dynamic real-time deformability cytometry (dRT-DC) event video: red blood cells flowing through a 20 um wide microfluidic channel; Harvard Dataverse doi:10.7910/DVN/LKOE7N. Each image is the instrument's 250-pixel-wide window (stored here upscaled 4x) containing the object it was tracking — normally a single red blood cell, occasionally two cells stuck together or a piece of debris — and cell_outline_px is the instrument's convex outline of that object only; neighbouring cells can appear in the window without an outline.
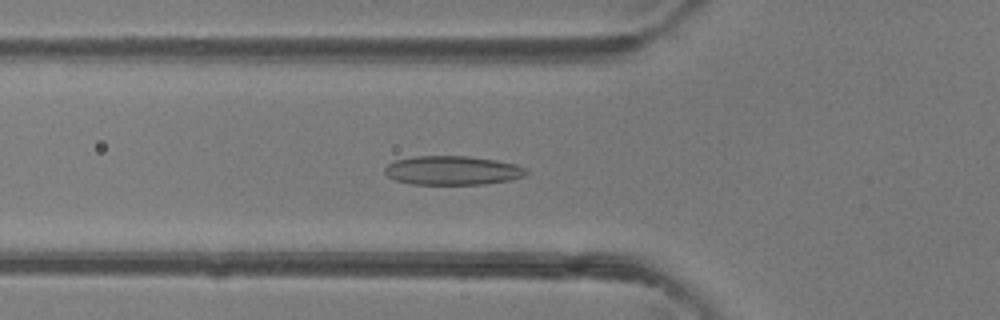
{"species": "common noctule bat (a hibernating species)", "species_latin": "Nyctalus noctula", "temperature_condition": "room temperature", "stored_images_in_passage": 44, "camera_frame_rate_fps": 3000, "um_per_image_px": 0.085, "animal": {"sex": "female"}, "frame": {"image": 1, "passage_image": 14, "time_ms": 4.333, "image_size_px": [1000, 320], "cell_outline_px": [[528, 172], [524, 176], [508, 180], [484, 184], [412, 184], [396, 180], [388, 176], [384, 172], [384, 168], [388, 164], [396, 160], [412, 156], [468, 156], [496, 160], [516, 164], [528, 168]], "centroid_in_image_um": [38.47, 14.48], "position_along_channel_um": 87.3, "area_um2": 23.93}}
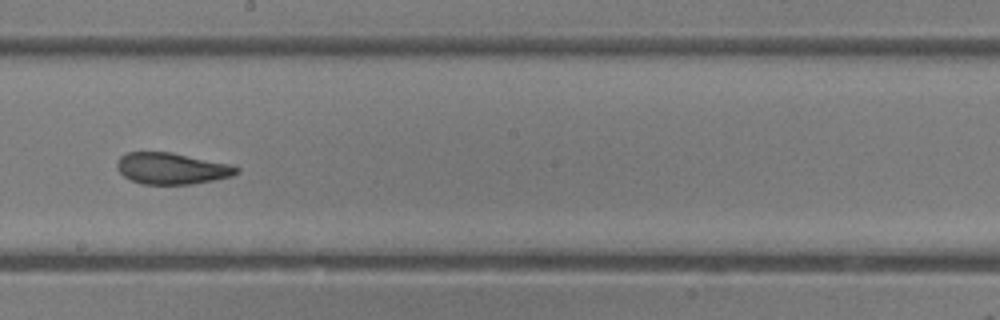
{"frame": {"image": 2, "passage_image": 24, "time_ms": 7.667, "image_size_px": [1000, 320], "cell_outline_px": [[240, 172], [232, 176], [192, 184], [144, 184], [132, 180], [124, 176], [116, 168], [116, 164], [120, 156], [128, 152], [172, 152], [228, 164], [240, 168]], "centroid_in_image_um": [14.58, 14.31], "position_along_channel_um": 233.6, "area_um2": 21.73}}
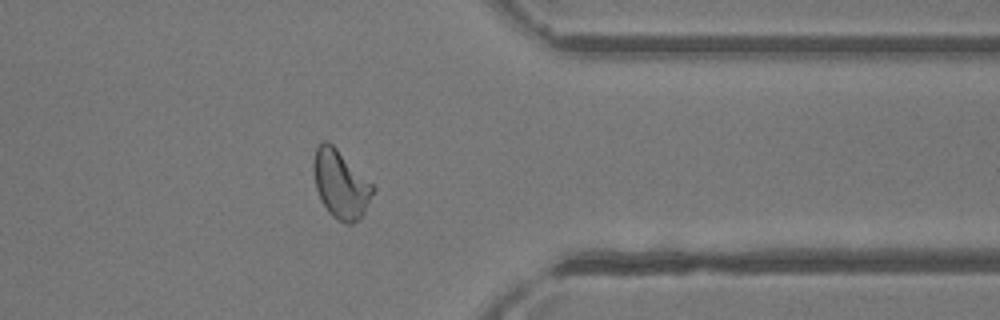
{"frame": {"image": 3, "passage_image": 35, "time_ms": 11.333, "image_size_px": [1000, 320], "cell_outline_px": [[376, 188], [360, 220], [352, 224], [344, 224], [336, 220], [328, 212], [320, 200], [316, 188], [312, 168], [312, 160], [316, 148], [320, 140], [328, 140]], "centroid_in_image_um": [28.92, 15.67], "position_along_channel_um": 382.5, "area_um2": 23.76}, "authors_computed_cell_mechanics": {"area_um2": 23.3512, "velocity_mm_per_s": 4.354, "shape_relaxation_time_tau1_ms": 6.4845, "shape_relaxation_time_tau2_ms": 1.5377, "deformation_change_tau1": 0.184, "deformation_change_tau2": 0.0755}}